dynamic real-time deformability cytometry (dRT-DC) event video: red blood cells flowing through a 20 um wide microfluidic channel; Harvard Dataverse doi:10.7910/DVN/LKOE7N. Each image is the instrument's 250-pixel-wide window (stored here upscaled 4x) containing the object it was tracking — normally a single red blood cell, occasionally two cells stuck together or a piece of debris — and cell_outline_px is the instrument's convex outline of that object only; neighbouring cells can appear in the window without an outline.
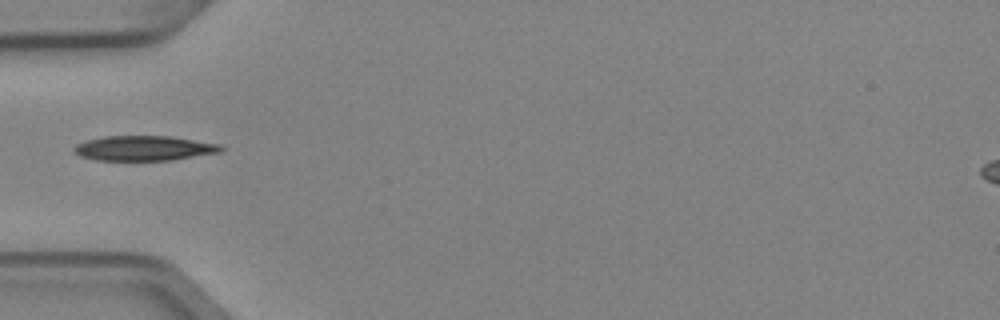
{"species": "Egyptian fruit bat (a non-hibernating species)", "species_latin": "Rousettus aegyptiacus", "temperature_condition": "cold", "stored_images_in_passage": 5, "camera_frame_rate_fps": 3000, "um_per_image_px": 0.085, "animal": {"sex": "female"}, "frame": {"image": 1, "passage_image": 4, "time_ms": 1.0, "image_size_px": [1000, 320], "cell_outline_px": [[224, 148], [220, 152], [172, 160], [96, 160], [80, 156], [72, 148], [76, 144], [88, 140], [104, 136], [172, 136], [220, 144]], "centroid_in_image_um": [12.25, 12.59], "position_along_channel_um": 72.7, "area_um2": 21.27}}
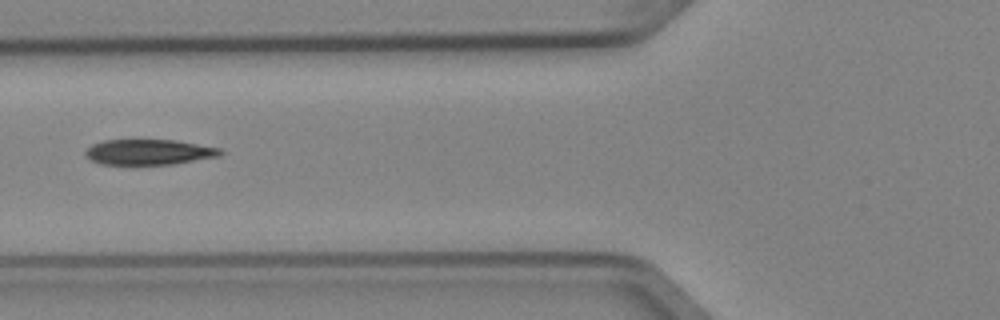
{"frame": {"image": 2, "passage_image": 5, "time_ms": 1.333, "image_size_px": [1000, 320], "cell_outline_px": [[224, 152], [220, 156], [172, 164], [100, 164], [84, 156], [84, 152], [92, 144], [104, 140], [176, 140], [220, 148]], "centroid_in_image_um": [12.65, 12.92], "position_along_channel_um": 113.2, "area_um2": 19.94}}